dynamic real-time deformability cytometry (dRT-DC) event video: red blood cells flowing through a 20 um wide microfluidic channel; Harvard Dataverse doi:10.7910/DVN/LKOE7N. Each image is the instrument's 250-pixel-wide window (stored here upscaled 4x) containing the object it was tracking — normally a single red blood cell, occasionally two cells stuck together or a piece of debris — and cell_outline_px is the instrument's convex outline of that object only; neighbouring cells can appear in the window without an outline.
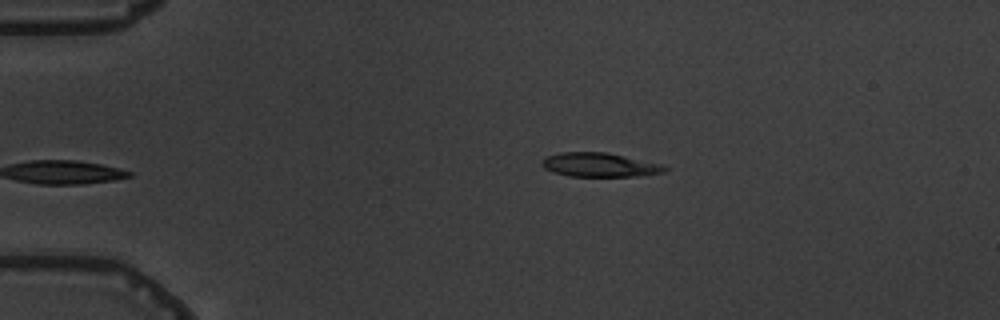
{"species": "common noctule bat (a hibernating species)", "species_latin": "Nyctalus noctula", "temperature_condition": "warm", "stored_images_in_passage": 4, "camera_frame_rate_fps": 3000, "um_per_image_px": 0.085, "animal": {"sex": "male", "body_mass_g": 19.5, "forearm_length_mm": 54.6}, "frame": {"image": 1, "passage_image": 4, "time_ms": 3.667, "image_size_px": [1000, 320], "cell_outline_px": [[668, 168], [664, 172], [636, 176], [568, 176], [552, 172], [544, 168], [540, 164], [540, 160], [544, 156], [560, 152], [608, 152], [660, 164]], "centroid_in_image_um": [50.87, 14.0], "position_along_channel_um": 34.1, "area_um2": 17.28}}